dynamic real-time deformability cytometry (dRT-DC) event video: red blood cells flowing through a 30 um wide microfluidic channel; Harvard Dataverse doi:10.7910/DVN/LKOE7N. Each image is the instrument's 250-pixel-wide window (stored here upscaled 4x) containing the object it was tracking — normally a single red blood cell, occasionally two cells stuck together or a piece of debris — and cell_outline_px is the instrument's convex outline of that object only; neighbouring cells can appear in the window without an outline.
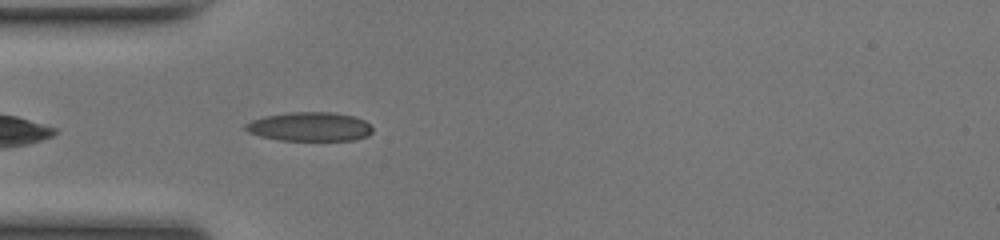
{"species": "common noctule bat (a hibernating species)", "species_latin": "Nyctalus noctula", "temperature_condition": "room temperature", "stored_images_in_passage": 36, "camera_frame_rate_fps": 3000, "um_per_image_px": 0.085, "animal": {"sex": "female", "body_mass_g": 17.0, "forearm_length_mm": 48.0}, "frame": {"image": 1, "passage_image": 3, "time_ms": 0.667, "image_size_px": [1000, 240], "cell_outline_px": [[372, 132], [368, 136], [356, 140], [280, 140], [260, 136], [248, 132], [244, 128], [244, 124], [252, 120], [264, 116], [288, 112], [332, 112], [356, 116], [364, 120], [372, 128]], "centroid_in_image_um": [26.33, 10.76], "position_along_channel_um": 58.7, "area_um2": 21.62}}
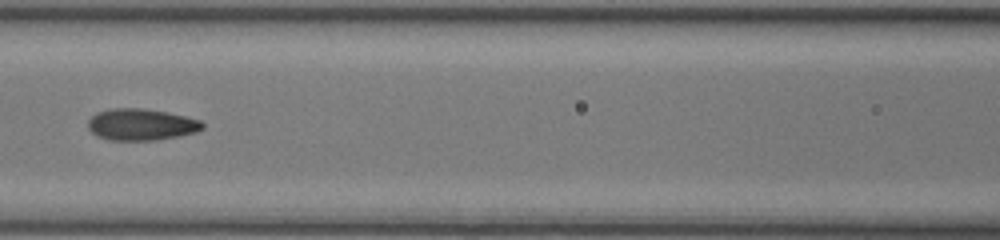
{"frame": {"image": 2, "passage_image": 10, "time_ms": 3.0, "image_size_px": [1000, 240], "cell_outline_px": [[204, 128], [196, 132], [180, 136], [156, 140], [108, 140], [96, 136], [88, 128], [88, 120], [96, 112], [112, 108], [140, 108], [164, 112], [184, 116], [200, 120], [204, 124]], "centroid_in_image_um": [11.98, 10.59], "position_along_channel_um": 154.6, "area_um2": 21.1}}
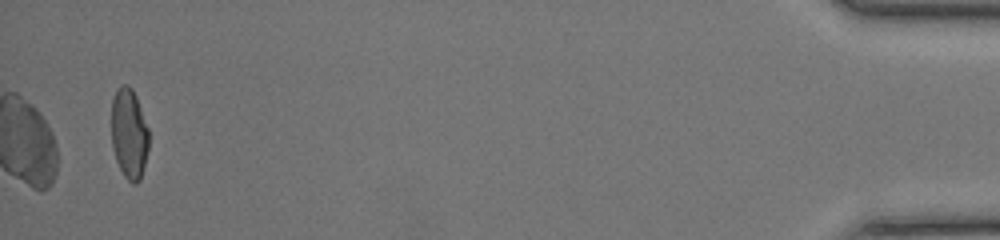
{"frame": {"image": 3, "passage_image": 36, "time_ms": 11.667, "image_size_px": [1000, 240], "cell_outline_px": [[148, 148], [140, 180], [136, 184], [132, 184], [124, 176], [116, 160], [112, 148], [112, 100], [116, 88], [120, 84], [128, 84], [132, 88], [136, 96], [148, 128]], "centroid_in_image_um": [10.96, 11.33], "position_along_channel_um": 424.2, "area_um2": 19.71}, "authors_computed_cell_mechanics": {"area_um2": 20.6635, "velocity_mm_per_s": 4.2013, "shape_relaxation_time_tau1_ms": 7.5046, "shape_relaxation_time_tau2_ms": 1.2833, "deformation_change_tau1": 0.2273, "deformation_change_tau2": 0.0767}}